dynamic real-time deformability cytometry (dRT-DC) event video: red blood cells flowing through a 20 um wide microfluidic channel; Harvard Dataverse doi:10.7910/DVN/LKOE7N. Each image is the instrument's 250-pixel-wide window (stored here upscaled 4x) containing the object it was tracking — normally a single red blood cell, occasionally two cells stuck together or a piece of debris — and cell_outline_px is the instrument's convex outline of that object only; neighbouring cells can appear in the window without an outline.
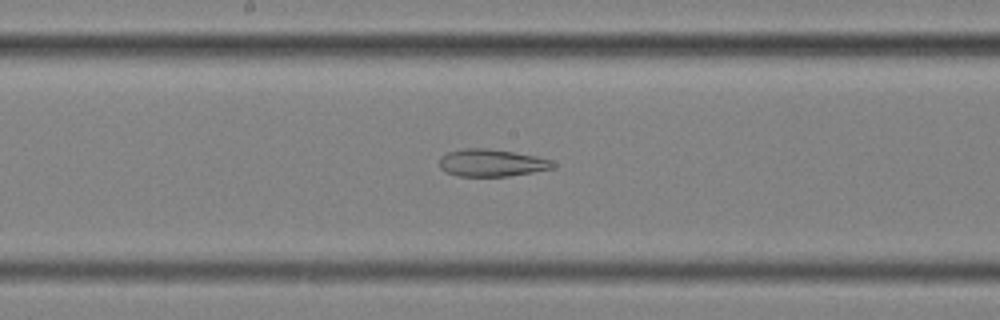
{"species": "common noctule bat (a hibernating species)", "species_latin": "Nyctalus noctula", "temperature_condition": "cold", "stored_images_in_passage": 54, "segment_of_instrument_passage": [2, 2], "camera_frame_rate_fps": 3000, "um_per_image_px": 0.085, "animal": {"sex": "female", "body_mass_g": 25.1}, "frame": {"image": 1, "passage_image": 27, "time_ms": 8.667, "image_size_px": [1000, 320], "cell_outline_px": [[556, 168], [508, 176], [460, 176], [444, 172], [440, 168], [440, 156], [448, 152], [464, 148], [484, 148], [512, 152], [536, 156], [552, 160], [556, 164]], "centroid_in_image_um": [41.79, 13.84], "position_along_channel_um": 206.4, "area_um2": 18.09}}
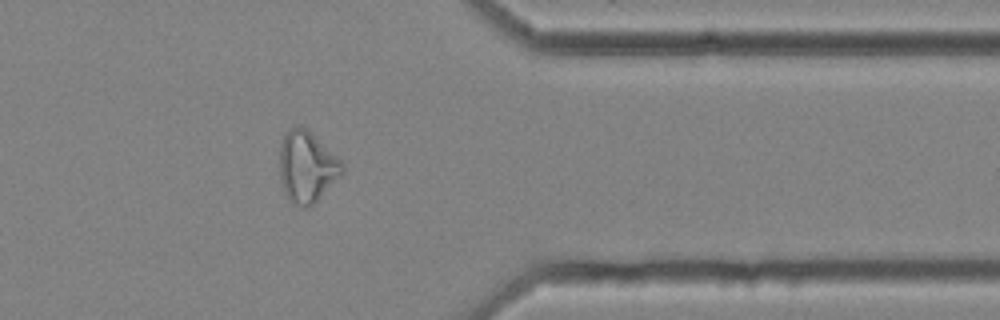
{"frame": {"image": 2, "passage_image": 43, "time_ms": 14.0, "image_size_px": [1000, 320], "cell_outline_px": [[344, 172], [312, 204], [304, 208], [288, 200], [284, 192], [280, 180], [280, 144], [284, 136], [292, 128], [304, 128], [340, 160], [344, 164]], "centroid_in_image_um": [26.06, 14.23], "position_along_channel_um": 385.3, "area_um2": 25.09}}
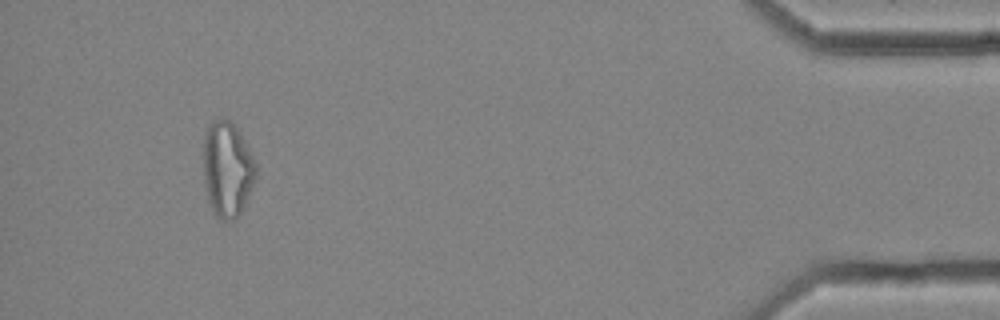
{"frame": {"image": 3, "passage_image": 50, "time_ms": 16.333, "image_size_px": [1000, 320], "cell_outline_px": [[256, 176], [244, 204], [240, 212], [232, 220], [220, 220], [216, 216], [208, 200], [204, 184], [204, 132], [216, 120], [228, 120], [236, 128], [248, 148], [256, 164]], "centroid_in_image_um": [19.3, 14.41], "position_along_channel_um": 415.9, "area_um2": 28.44}}